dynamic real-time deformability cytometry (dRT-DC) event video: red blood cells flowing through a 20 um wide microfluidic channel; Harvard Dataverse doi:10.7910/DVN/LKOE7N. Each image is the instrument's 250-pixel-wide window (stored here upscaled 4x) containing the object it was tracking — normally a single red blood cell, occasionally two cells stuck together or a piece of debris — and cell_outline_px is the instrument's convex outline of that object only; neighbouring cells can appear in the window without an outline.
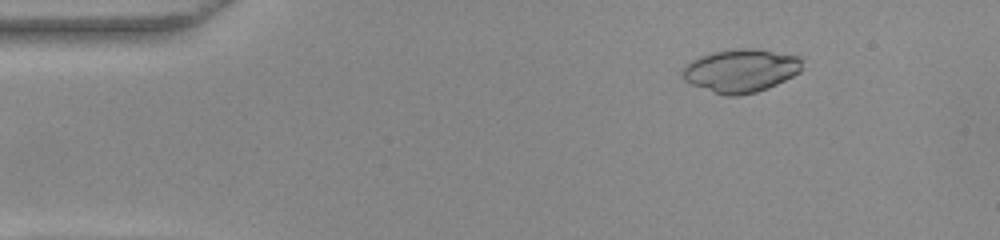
{"species": "common noctule bat (a hibernating species)", "species_latin": "Nyctalus noctula", "temperature_condition": "warm", "stored_images_in_passage": 50, "camera_frame_rate_fps": 3000, "um_per_image_px": 0.085, "animal": {"sex": "female", "body_mass_g": 22.0, "forearm_length_mm": 56.7}, "frame": {"image": 1, "passage_image": 5, "time_ms": 1.333, "image_size_px": [1000, 240], "cell_outline_px": [[804, 68], [800, 72], [776, 84], [756, 92], [736, 96], [728, 96], [692, 84], [684, 80], [680, 72], [692, 60], [700, 56], [712, 52], [736, 48], [760, 48], [800, 56], [804, 60]], "centroid_in_image_um": [63.03, 5.97], "position_along_channel_um": 22.0, "area_um2": 30.29}}
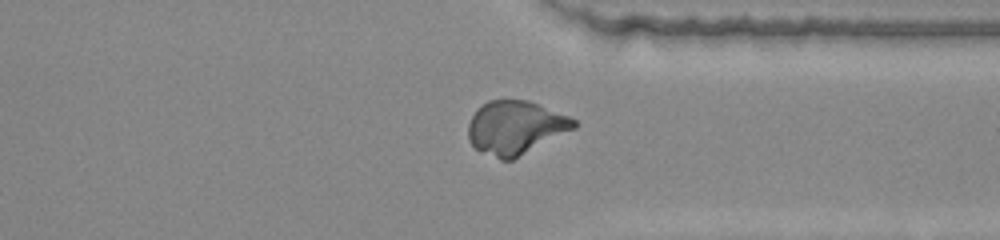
{"frame": {"image": 2, "passage_image": 38, "time_ms": 12.333, "image_size_px": [1000, 240], "cell_outline_px": [[576, 128], [512, 160], [500, 160], [480, 152], [468, 140], [468, 124], [476, 108], [480, 104], [488, 100], [528, 100], [568, 116], [576, 120]], "centroid_in_image_um": [43.78, 10.85], "position_along_channel_um": 367.6, "area_um2": 33.06}}
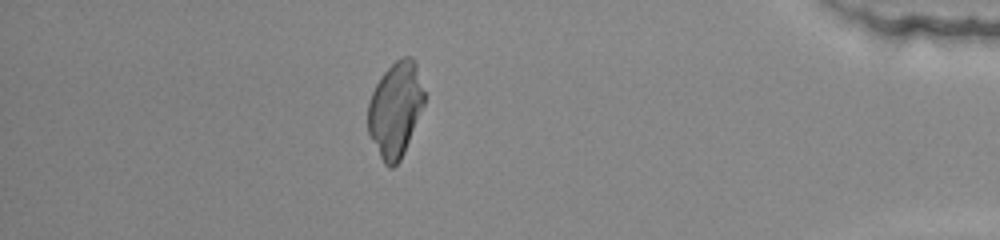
{"frame": {"image": 3, "passage_image": 44, "time_ms": 14.333, "image_size_px": [1000, 240], "cell_outline_px": [[424, 104], [404, 152], [400, 160], [392, 168], [388, 168], [384, 164], [368, 132], [368, 104], [372, 92], [380, 76], [400, 56], [412, 56], [416, 60], [424, 92]], "centroid_in_image_um": [33.61, 9.26], "position_along_channel_um": 401.6, "area_um2": 31.1}}